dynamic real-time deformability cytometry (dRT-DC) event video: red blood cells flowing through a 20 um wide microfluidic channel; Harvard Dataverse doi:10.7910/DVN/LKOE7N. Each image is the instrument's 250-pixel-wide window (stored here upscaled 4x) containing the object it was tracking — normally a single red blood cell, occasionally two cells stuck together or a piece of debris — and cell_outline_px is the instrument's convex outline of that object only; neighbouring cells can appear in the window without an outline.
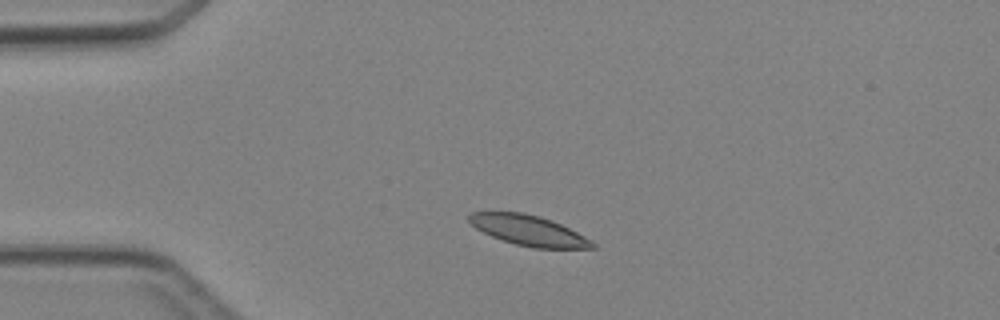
{"species": "Egyptian fruit bat (a non-hibernating species)", "species_latin": "Rousettus aegyptiacus", "temperature_condition": "cold", "stored_images_in_passage": 2, "camera_frame_rate_fps": 3000, "um_per_image_px": 0.085, "animal": {"sex": "female"}, "frame": {"image": 1, "passage_image": 1, "time_ms": 0.0, "image_size_px": [1000, 320], "cell_outline_px": [[596, 248], [532, 248], [516, 244], [492, 236], [476, 228], [468, 220], [468, 216], [472, 212], [524, 212], [540, 216], [552, 220], [592, 240], [596, 244]], "centroid_in_image_um": [44.95, 19.58], "position_along_channel_um": 40.0, "area_um2": 21.56}}